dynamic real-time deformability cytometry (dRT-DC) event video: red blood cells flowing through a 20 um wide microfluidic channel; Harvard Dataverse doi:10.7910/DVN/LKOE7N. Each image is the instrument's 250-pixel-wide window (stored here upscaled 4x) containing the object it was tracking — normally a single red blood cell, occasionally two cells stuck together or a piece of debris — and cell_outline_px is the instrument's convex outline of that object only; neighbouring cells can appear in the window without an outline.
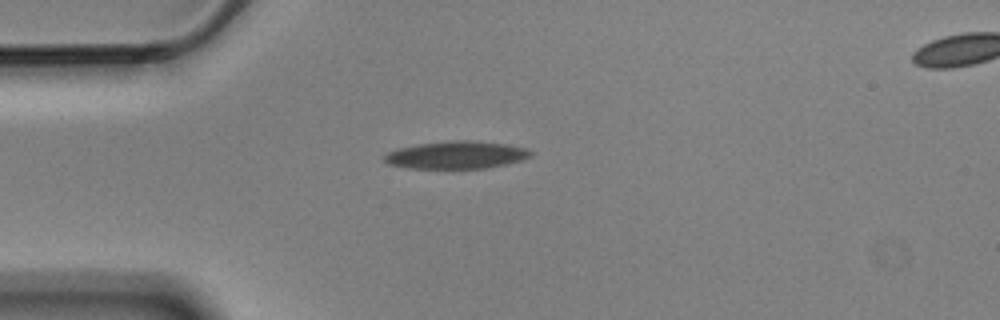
{"species": "Egyptian fruit bat (a non-hibernating species)", "species_latin": "Rousettus aegyptiacus", "temperature_condition": "cold", "stored_images_in_passage": 4, "camera_frame_rate_fps": 3000, "um_per_image_px": 0.085, "animal": {"sex": "male"}, "frame": {"image": 1, "passage_image": 4, "time_ms": 1.0, "image_size_px": [1000, 320], "cell_outline_px": [[532, 156], [520, 160], [504, 164], [484, 168], [408, 168], [388, 164], [384, 160], [384, 156], [388, 152], [400, 148], [420, 144], [456, 140], [468, 140], [508, 144], [524, 148], [532, 152]], "centroid_in_image_um": [38.78, 13.17], "position_along_channel_um": 46.2, "area_um2": 23.12}}